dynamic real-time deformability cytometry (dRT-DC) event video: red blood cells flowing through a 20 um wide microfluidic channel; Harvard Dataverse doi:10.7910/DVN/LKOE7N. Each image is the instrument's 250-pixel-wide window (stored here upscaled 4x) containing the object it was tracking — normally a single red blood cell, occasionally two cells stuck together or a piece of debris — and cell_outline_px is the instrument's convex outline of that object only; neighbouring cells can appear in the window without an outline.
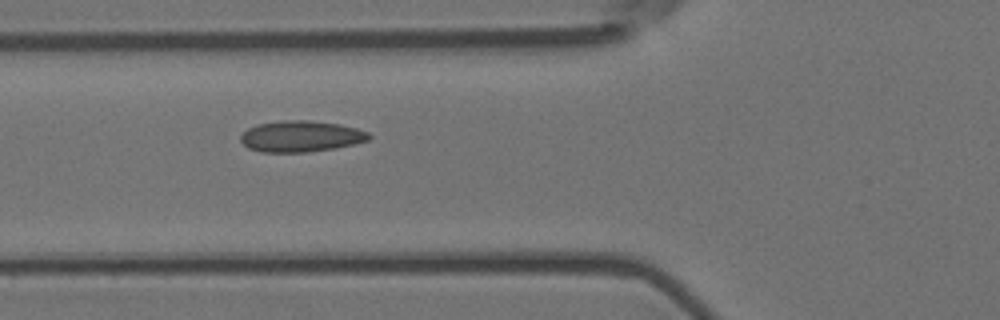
{"species": "Egyptian fruit bat (a non-hibernating species)", "species_latin": "Rousettus aegyptiacus", "temperature_condition": "room temperature", "stored_images_in_passage": 6, "camera_frame_rate_fps": 3000, "um_per_image_px": 0.085, "animal": {"sex": "female"}, "frame": {"image": 1, "passage_image": 6, "time_ms": 1.667, "image_size_px": [1000, 320], "cell_outline_px": [[372, 136], [368, 140], [336, 148], [308, 152], [260, 152], [248, 148], [240, 140], [240, 136], [248, 128], [256, 124], [280, 120], [308, 120], [340, 124], [356, 128], [368, 132]], "centroid_in_image_um": [25.56, 11.58], "position_along_channel_um": 100.2, "area_um2": 23.41}}